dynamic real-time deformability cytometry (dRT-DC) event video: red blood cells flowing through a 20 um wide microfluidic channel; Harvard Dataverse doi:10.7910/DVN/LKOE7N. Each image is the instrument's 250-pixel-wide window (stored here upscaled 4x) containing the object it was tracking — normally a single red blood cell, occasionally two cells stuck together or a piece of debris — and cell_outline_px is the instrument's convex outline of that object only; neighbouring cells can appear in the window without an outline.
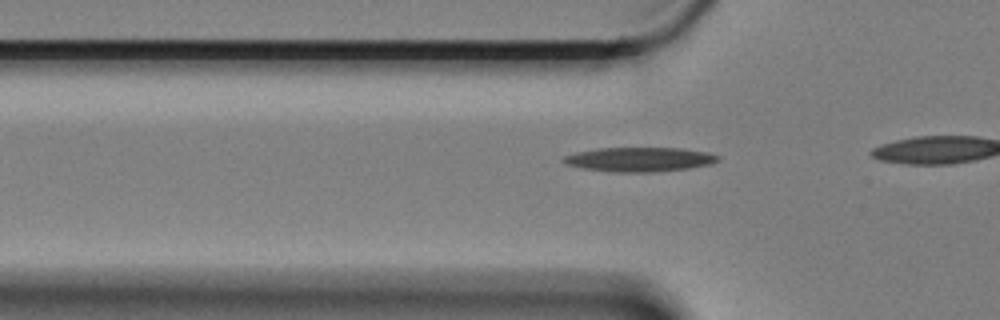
{"species": "Egyptian fruit bat (a non-hibernating species)", "species_latin": "Rousettus aegyptiacus", "temperature_condition": "cold", "stored_images_in_passage": 9, "camera_frame_rate_fps": 3000, "um_per_image_px": 0.085, "animal": {"sex": "female"}, "frame": {"image": 1, "passage_image": 3, "time_ms": 0.667, "image_size_px": [1000, 320], "cell_outline_px": [[720, 160], [708, 164], [688, 168], [652, 172], [616, 172], [580, 168], [564, 164], [560, 160], [564, 156], [576, 152], [596, 148], [684, 148], [708, 152], [720, 156]], "centroid_in_image_um": [54.31, 13.54], "position_along_channel_um": 71.5, "area_um2": 22.02}}
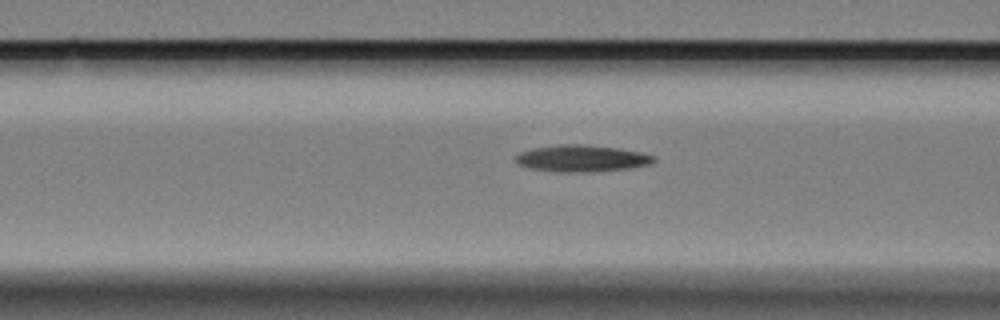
{"frame": {"image": 2, "passage_image": 7, "time_ms": 2.0, "image_size_px": [1000, 320], "cell_outline_px": [[656, 160], [648, 164], [628, 168], [588, 172], [560, 172], [532, 168], [520, 164], [516, 160], [516, 156], [520, 152], [536, 148], [560, 144], [580, 144], [616, 148], [640, 152], [656, 156]], "centroid_in_image_um": [49.47, 13.46], "position_along_channel_um": 117.1, "area_um2": 21.04}}